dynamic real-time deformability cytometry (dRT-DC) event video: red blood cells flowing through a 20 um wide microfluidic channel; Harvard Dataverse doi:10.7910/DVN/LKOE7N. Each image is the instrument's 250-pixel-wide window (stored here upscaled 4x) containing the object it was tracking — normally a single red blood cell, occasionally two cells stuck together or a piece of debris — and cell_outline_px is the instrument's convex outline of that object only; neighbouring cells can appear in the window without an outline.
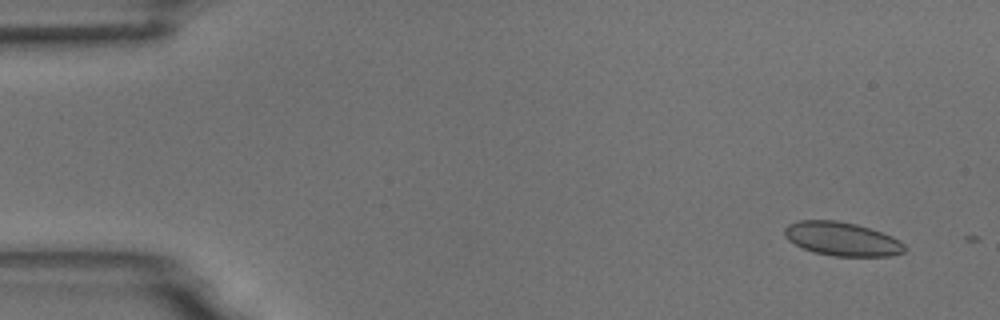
{"species": "common noctule bat (a hibernating species)", "species_latin": "Nyctalus noctula", "temperature_condition": "room temperature", "stored_images_in_passage": 5, "camera_frame_rate_fps": 3000, "um_per_image_px": 0.085, "animal": {"sex": "male", "body_mass_g": 18.8}, "frame": {"image": 1, "passage_image": 1, "time_ms": 0.0, "image_size_px": [1000, 320], "cell_outline_px": [[908, 248], [904, 252], [888, 256], [832, 256], [816, 252], [804, 248], [788, 240], [784, 236], [784, 228], [788, 224], [796, 220], [836, 220], [856, 224], [892, 236], [900, 240]], "centroid_in_image_um": [71.57, 20.3], "position_along_channel_um": 13.4, "area_um2": 23.58}}